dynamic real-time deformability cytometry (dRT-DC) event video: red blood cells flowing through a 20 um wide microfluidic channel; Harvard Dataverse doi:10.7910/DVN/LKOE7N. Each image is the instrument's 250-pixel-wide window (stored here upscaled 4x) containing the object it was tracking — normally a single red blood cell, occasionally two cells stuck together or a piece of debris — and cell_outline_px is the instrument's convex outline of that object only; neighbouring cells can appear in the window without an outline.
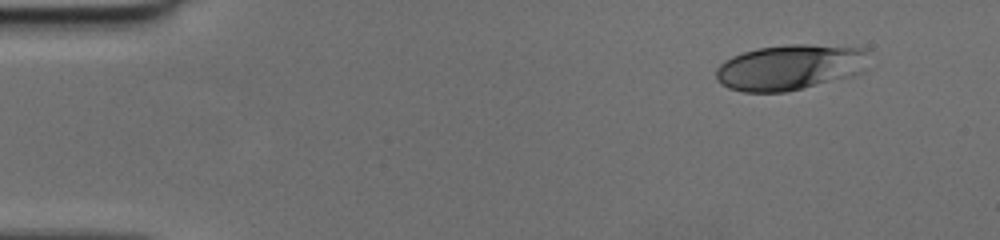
{"species": "human", "species_latin": "Homo sapiens", "temperature_condition": "cold", "stored_images_in_passage": 45, "camera_frame_rate_fps": 3000, "um_per_image_px": 0.085, "donor": {"sex": "female"}, "frame": {"image": 1, "passage_image": 1, "time_ms": 0.0, "image_size_px": [1000, 240], "cell_outline_px": [[868, 52], [844, 76], [800, 88], [784, 92], [744, 92], [728, 88], [720, 84], [716, 80], [716, 68], [724, 60], [732, 56], [756, 48], [788, 44], [808, 44], [864, 48]], "centroid_in_image_um": [66.86, 5.7], "position_along_channel_um": 18.1, "area_um2": 38.78}}
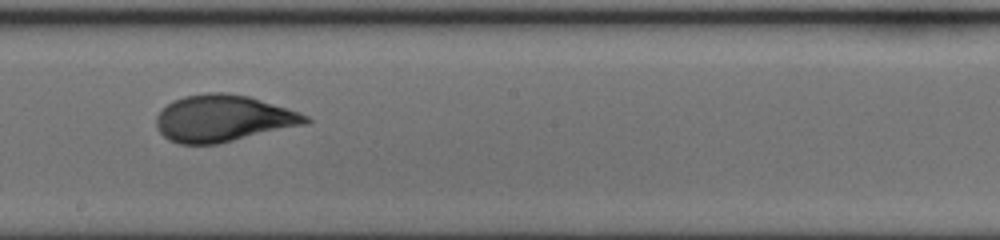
{"frame": {"image": 2, "passage_image": 24, "time_ms": 7.667, "image_size_px": [1000, 240], "cell_outline_px": [[312, 120], [308, 124], [216, 144], [180, 144], [168, 140], [160, 132], [156, 124], [156, 116], [172, 100], [184, 96], [208, 92], [228, 92], [248, 96], [300, 112], [308, 116]], "centroid_in_image_um": [18.98, 10.06], "position_along_channel_um": 229.2, "area_um2": 40.69}}
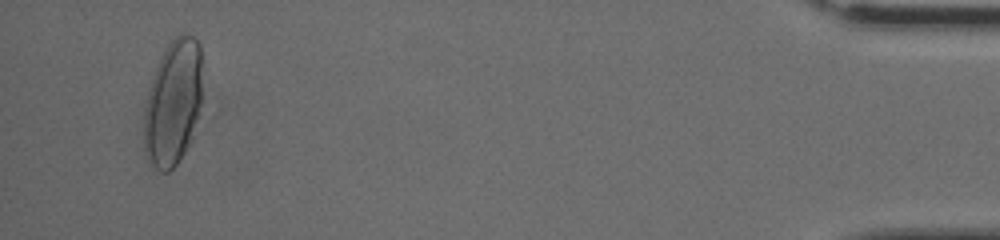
{"frame": {"image": 3, "passage_image": 43, "time_ms": 14.0, "image_size_px": [1000, 240], "cell_outline_px": [[204, 68], [200, 100], [196, 116], [188, 144], [184, 152], [176, 164], [168, 172], [160, 172], [148, 164], [144, 152], [144, 116], [148, 96], [152, 80], [160, 56], [168, 44], [180, 32], [184, 32], [192, 36], [200, 44]], "centroid_in_image_um": [14.71, 8.7], "position_along_channel_um": 420.5, "area_um2": 42.71}}